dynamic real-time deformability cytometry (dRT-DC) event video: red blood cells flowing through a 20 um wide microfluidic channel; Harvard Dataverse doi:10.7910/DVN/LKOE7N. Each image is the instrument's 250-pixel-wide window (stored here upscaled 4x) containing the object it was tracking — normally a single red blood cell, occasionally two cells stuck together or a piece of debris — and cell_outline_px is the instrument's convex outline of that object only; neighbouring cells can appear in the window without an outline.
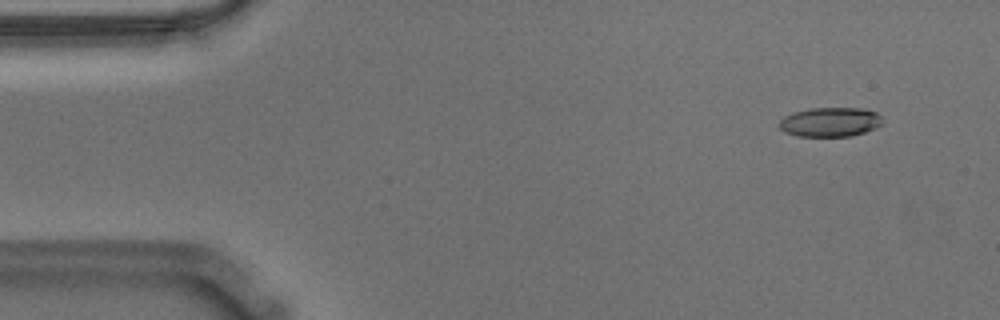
{"species": "Egyptian fruit bat (a non-hibernating species)", "species_latin": "Rousettus aegyptiacus", "temperature_condition": "warm", "stored_images_in_passage": 56, "camera_frame_rate_fps": 3000, "um_per_image_px": 0.085, "animal": {"sex": "male"}, "frame": {"image": 1, "passage_image": 5, "time_ms": 1.333, "image_size_px": [1000, 320], "cell_outline_px": [[880, 124], [876, 128], [852, 136], [796, 136], [784, 132], [780, 128], [780, 120], [784, 116], [792, 112], [808, 108], [860, 108], [876, 112], [880, 116]], "centroid_in_image_um": [70.52, 10.37], "position_along_channel_um": 14.5, "area_um2": 17.63}}
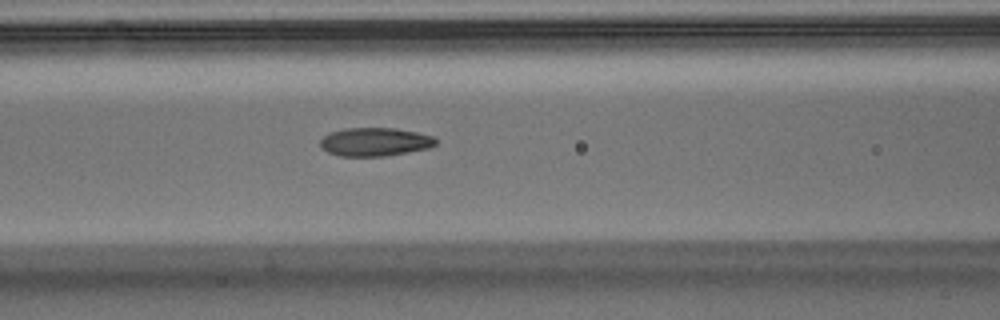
{"frame": {"image": 2, "passage_image": 23, "time_ms": 7.333, "image_size_px": [1000, 320], "cell_outline_px": [[436, 144], [428, 148], [384, 156], [340, 156], [328, 152], [320, 148], [320, 140], [328, 132], [344, 128], [396, 128], [416, 132], [432, 136], [436, 140]], "centroid_in_image_um": [31.81, 12.05], "position_along_channel_um": 134.8, "area_um2": 19.13}}
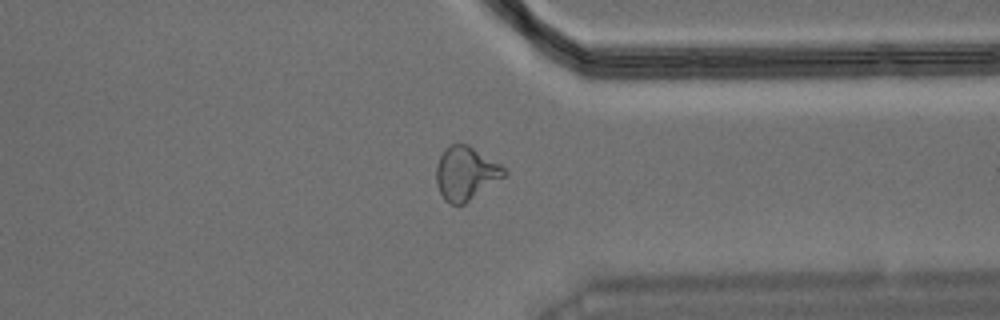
{"frame": {"image": 3, "passage_image": 43, "time_ms": 14.0, "image_size_px": [1000, 320], "cell_outline_px": [[508, 172], [504, 176], [464, 204], [452, 204], [444, 200], [436, 184], [436, 164], [440, 156], [452, 144], [468, 144], [500, 164]], "centroid_in_image_um": [39.57, 14.73], "position_along_channel_um": 371.8, "area_um2": 20.81}, "authors_computed_cell_mechanics": {"area_um2": 19.1318, "velocity_mm_per_s": 3.6085, "shape_relaxation_time_tau1_ms": 11.1532, "shape_relaxation_time_tau2_ms": 2.1089, "deformation_change_tau1": 0.2615, "deformation_change_tau2": 0.0978}}